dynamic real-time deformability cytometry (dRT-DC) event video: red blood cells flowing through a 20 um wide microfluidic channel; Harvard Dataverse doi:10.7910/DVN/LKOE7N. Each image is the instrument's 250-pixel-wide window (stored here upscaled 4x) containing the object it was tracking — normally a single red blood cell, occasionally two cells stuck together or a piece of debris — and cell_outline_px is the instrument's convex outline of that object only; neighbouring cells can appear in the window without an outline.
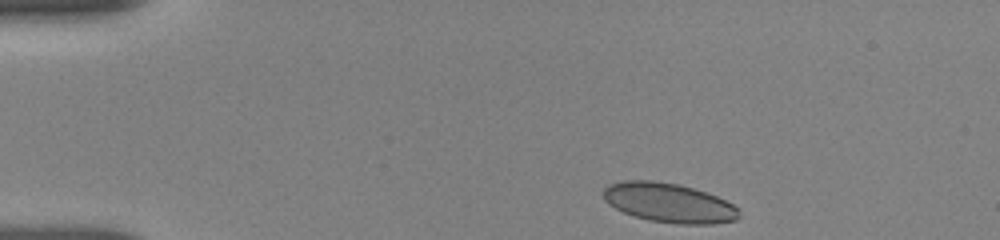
{"species": "human", "species_latin": "Homo sapiens", "temperature_condition": "room temperature", "stored_images_in_passage": 80, "camera_frame_rate_fps": 3000, "um_per_image_px": 0.085, "donor": {"sex": "female"}, "frame": {"image": 1, "passage_image": 1, "time_ms": 0.0, "image_size_px": [1000, 240], "cell_outline_px": [[740, 216], [736, 220], [712, 224], [680, 224], [648, 220], [624, 212], [608, 204], [604, 200], [604, 188], [608, 184], [624, 180], [652, 180], [680, 184], [716, 196], [740, 208]], "centroid_in_image_um": [56.86, 17.23], "position_along_channel_um": 28.1, "area_um2": 31.15}}
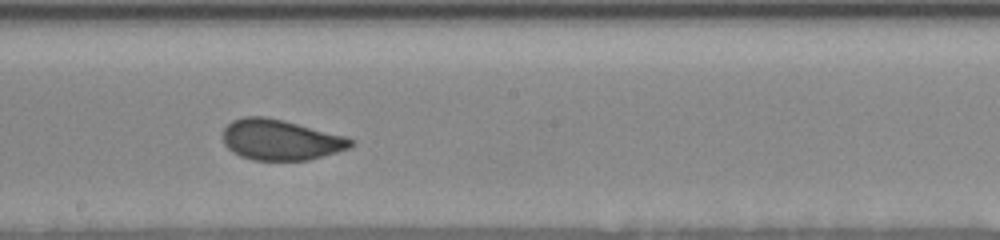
{"frame": {"image": 2, "passage_image": 40, "time_ms": 7.0, "image_size_px": [1000, 240], "cell_outline_px": [[356, 144], [348, 148], [336, 152], [308, 160], [252, 160], [240, 156], [232, 152], [224, 144], [224, 128], [232, 120], [244, 116], [264, 116], [284, 120], [344, 136], [352, 140]], "centroid_in_image_um": [23.82, 11.88], "position_along_channel_um": 224.4, "area_um2": 30.11}}
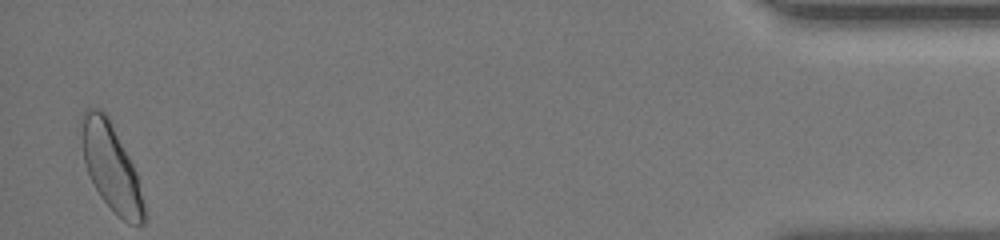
{"frame": {"image": 3, "passage_image": 79, "time_ms": 14.333, "image_size_px": [1000, 240], "cell_outline_px": [[144, 224], [128, 224], [100, 196], [88, 172], [84, 160], [80, 132], [80, 112], [88, 108], [100, 108], [108, 116], [136, 172], [144, 204]], "centroid_in_image_um": [9.41, 14.13], "position_along_channel_um": 425.8, "area_um2": 31.15}, "authors_computed_cell_mechanics": {"area_um2": 30.4028, "velocity_mm_per_s": 3.8056, "shape_relaxation_time_tau1_ms": 3.7197, "shape_relaxation_time_tau2_ms": null, "deformation_change_tau1": 0.1038, "deformation_change_tau2": null}}